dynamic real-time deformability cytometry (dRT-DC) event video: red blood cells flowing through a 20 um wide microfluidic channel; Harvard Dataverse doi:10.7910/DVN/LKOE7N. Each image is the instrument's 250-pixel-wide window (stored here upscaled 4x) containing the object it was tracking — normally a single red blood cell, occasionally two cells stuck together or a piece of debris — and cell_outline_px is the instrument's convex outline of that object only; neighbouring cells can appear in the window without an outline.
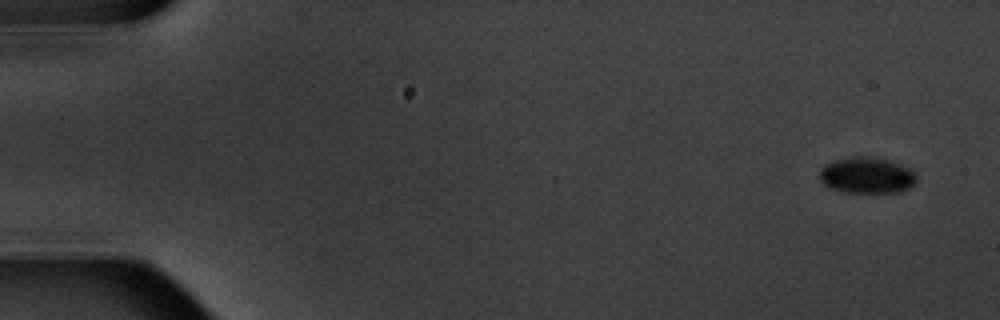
{"species": "common noctule bat (a hibernating species)", "species_latin": "Nyctalus noctula", "temperature_condition": "warm", "stored_images_in_passage": 5, "camera_frame_rate_fps": 3000, "um_per_image_px": 0.085, "animal": {"sex": "male", "body_mass_g": 20.1, "forearm_length_mm": 53.5}, "frame": {"image": 1, "passage_image": 1, "time_ms": 0.0, "image_size_px": [1000, 320], "cell_outline_px": [[916, 180], [908, 188], [900, 192], [844, 192], [828, 188], [820, 180], [820, 168], [824, 164], [832, 160], [860, 156], [868, 156], [888, 160], [900, 164], [908, 168], [916, 176]], "centroid_in_image_um": [73.62, 14.9], "position_along_channel_um": 11.4, "area_um2": 20.35}}
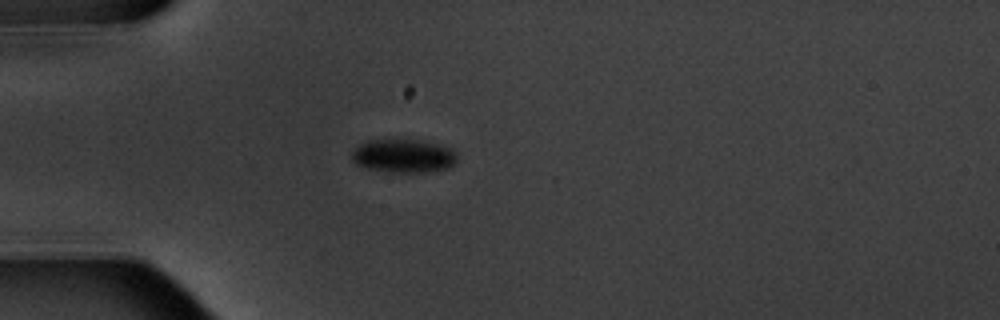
{"frame": {"image": 2, "passage_image": 5, "time_ms": 4.667, "image_size_px": [1000, 320], "cell_outline_px": [[456, 164], [448, 168], [424, 172], [392, 172], [368, 168], [356, 164], [352, 160], [352, 152], [360, 144], [368, 140], [392, 136], [416, 140], [436, 144], [452, 148], [456, 152]], "centroid_in_image_um": [34.28, 13.21], "position_along_channel_um": 50.7, "area_um2": 21.04}}